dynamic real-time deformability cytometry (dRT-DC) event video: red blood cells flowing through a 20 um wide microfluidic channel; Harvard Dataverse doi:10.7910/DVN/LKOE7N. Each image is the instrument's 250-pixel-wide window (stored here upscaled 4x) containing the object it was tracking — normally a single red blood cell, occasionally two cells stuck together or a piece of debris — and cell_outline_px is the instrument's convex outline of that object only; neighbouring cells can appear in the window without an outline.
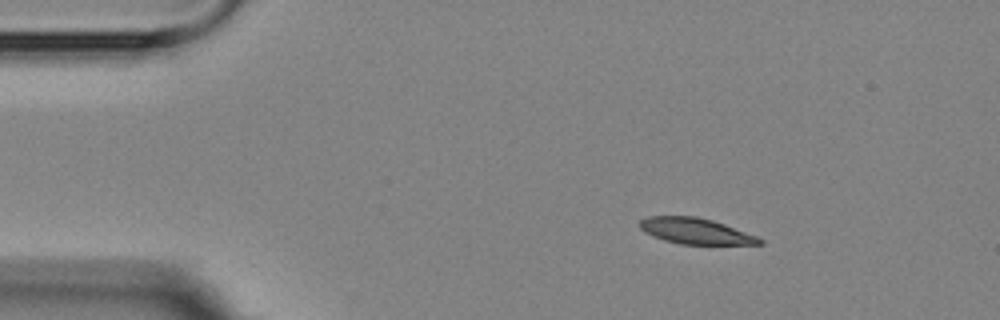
{"species": "Egyptian fruit bat (a non-hibernating species)", "species_latin": "Rousettus aegyptiacus", "temperature_condition": "room temperature", "stored_images_in_passage": 4, "camera_frame_rate_fps": 3000, "um_per_image_px": 0.085, "animal": {"sex": "female"}, "frame": {"image": 1, "passage_image": 2, "time_ms": 1.0, "image_size_px": [1000, 320], "cell_outline_px": [[764, 244], [680, 244], [664, 240], [652, 236], [644, 232], [636, 224], [640, 220], [648, 216], [696, 216], [712, 220], [724, 224], [756, 236], [764, 240]], "centroid_in_image_um": [59.07, 19.63], "position_along_channel_um": 25.9, "area_um2": 18.09}}